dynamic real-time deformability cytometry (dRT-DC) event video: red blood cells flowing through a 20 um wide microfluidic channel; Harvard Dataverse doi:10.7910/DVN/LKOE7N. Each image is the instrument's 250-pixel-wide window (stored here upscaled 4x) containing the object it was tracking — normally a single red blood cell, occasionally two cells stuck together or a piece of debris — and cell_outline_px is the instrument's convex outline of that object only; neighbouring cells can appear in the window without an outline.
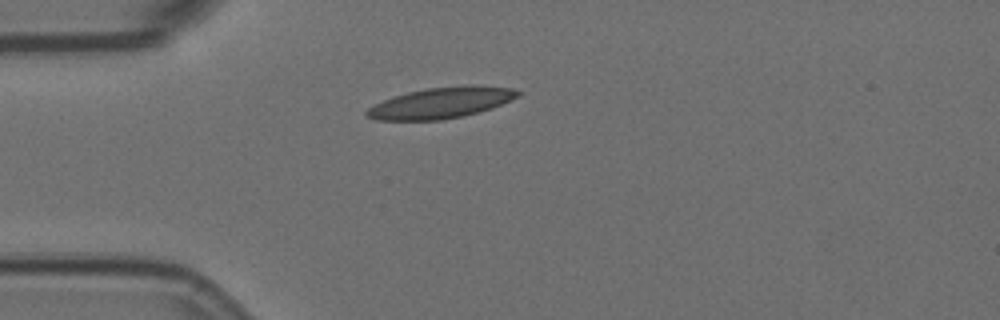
{"species": "Egyptian fruit bat (a non-hibernating species)", "species_latin": "Rousettus aegyptiacus", "temperature_condition": "room temperature", "stored_images_in_passage": 2, "camera_frame_rate_fps": 3000, "um_per_image_px": 0.085, "animal": {"sex": "female"}, "frame": {"image": 1, "passage_image": 1, "time_ms": 0.0, "image_size_px": [1000, 320], "cell_outline_px": [[520, 92], [516, 96], [492, 108], [460, 116], [440, 120], [376, 120], [364, 116], [364, 112], [368, 108], [392, 96], [408, 92], [428, 88], [464, 84], [480, 84], [512, 88]], "centroid_in_image_um": [37.45, 8.72], "position_along_channel_um": 47.6, "area_um2": 27.17}}